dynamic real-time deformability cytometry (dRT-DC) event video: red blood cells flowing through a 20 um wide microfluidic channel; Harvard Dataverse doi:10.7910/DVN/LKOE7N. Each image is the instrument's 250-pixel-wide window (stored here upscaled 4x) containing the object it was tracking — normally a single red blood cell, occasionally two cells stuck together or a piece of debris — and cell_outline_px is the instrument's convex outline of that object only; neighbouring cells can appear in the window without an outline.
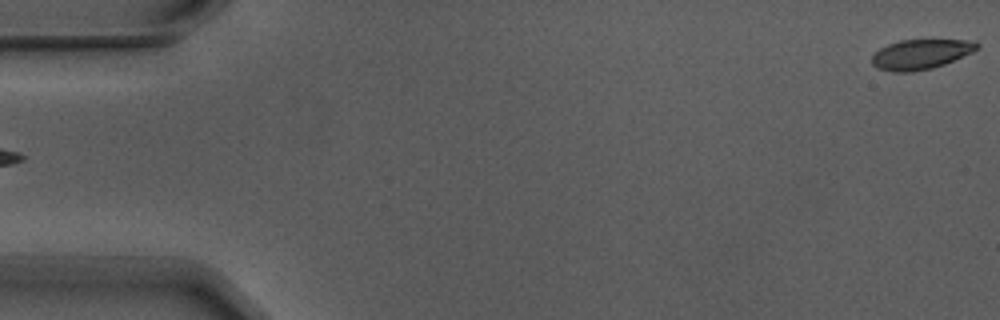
{"species": "Egyptian fruit bat (a non-hibernating species)", "species_latin": "Rousettus aegyptiacus", "temperature_condition": "warm", "stored_images_in_passage": 9, "camera_frame_rate_fps": 3000, "um_per_image_px": 0.085, "animal": {"sex": "male"}, "frame": {"image": 1, "passage_image": 1, "time_ms": 0.0, "image_size_px": [1000, 320], "cell_outline_px": [[980, 48], [972, 52], [944, 64], [932, 68], [912, 72], [892, 72], [876, 68], [872, 64], [872, 56], [880, 48], [888, 44], [900, 40], [964, 40], [980, 44]], "centroid_in_image_um": [78.23, 4.62], "position_along_channel_um": 6.8, "area_um2": 18.21}}
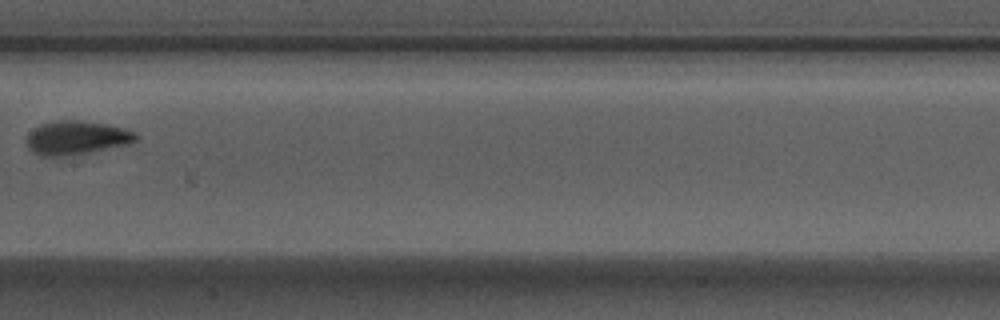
{"frame": {"image": 2, "passage_image": 8, "time_ms": 2.333, "image_size_px": [1000, 320], "cell_outline_px": [[140, 136], [136, 140], [124, 144], [88, 152], [64, 156], [40, 156], [32, 152], [28, 148], [28, 136], [40, 124], [52, 120], [80, 120], [128, 128], [136, 132]], "centroid_in_image_um": [6.51, 11.69], "position_along_channel_um": 200.9, "area_um2": 21.27}}
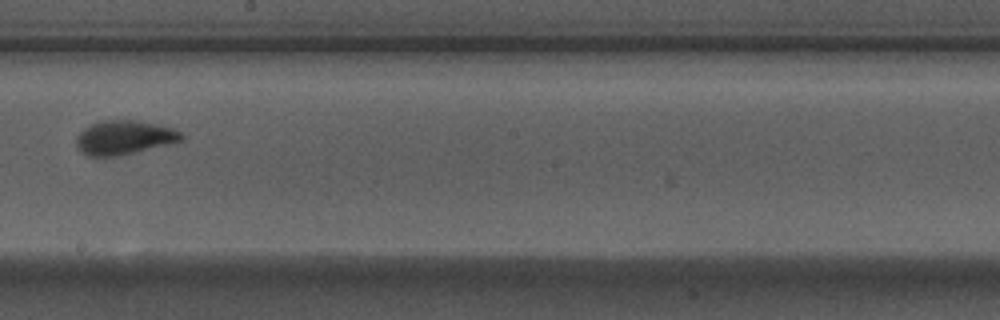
{"frame": {"image": 3, "passage_image": 9, "time_ms": 2.667, "image_size_px": [1000, 320], "cell_outline_px": [[184, 140], [116, 156], [88, 156], [76, 144], [76, 136], [84, 128], [100, 120], [136, 120], [160, 124], [176, 128], [184, 136]], "centroid_in_image_um": [10.59, 11.66], "position_along_channel_um": 237.6, "area_um2": 20.75}}